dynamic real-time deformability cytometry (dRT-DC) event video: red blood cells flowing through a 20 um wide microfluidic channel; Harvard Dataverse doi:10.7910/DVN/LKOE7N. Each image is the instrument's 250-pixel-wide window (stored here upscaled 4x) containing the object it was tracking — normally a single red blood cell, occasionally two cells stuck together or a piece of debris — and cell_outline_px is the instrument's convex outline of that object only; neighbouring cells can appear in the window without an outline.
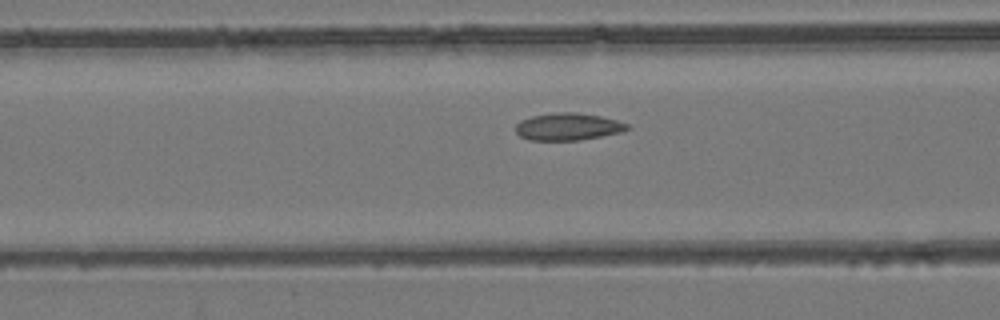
{"species": "common noctule bat (a hibernating species)", "species_latin": "Nyctalus noctula", "temperature_condition": "room temperature", "stored_images_in_passage": 24, "camera_frame_rate_fps": 3000, "um_per_image_px": 0.085, "animal": {"sex": "female", "body_mass_g": 24.6, "forearm_length_mm": 56.2}, "frame": {"image": 1, "passage_image": 17, "time_ms": 5.333, "image_size_px": [1000, 320], "cell_outline_px": [[632, 128], [620, 132], [580, 140], [528, 140], [520, 136], [516, 132], [516, 124], [520, 120], [532, 116], [556, 112], [576, 112], [600, 116], [616, 120], [628, 124]], "centroid_in_image_um": [48.26, 10.76], "position_along_channel_um": 118.3, "area_um2": 17.69}}
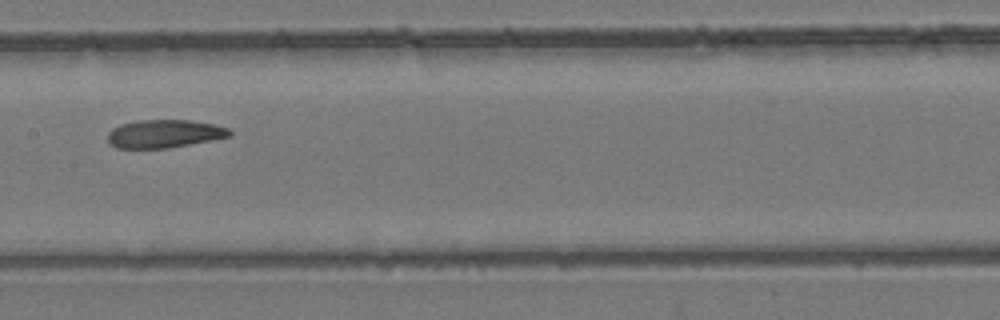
{"frame": {"image": 2, "passage_image": 21, "time_ms": 6.667, "image_size_px": [1000, 320], "cell_outline_px": [[232, 136], [212, 140], [168, 148], [116, 148], [108, 144], [108, 132], [112, 128], [120, 124], [136, 120], [188, 120], [216, 124], [228, 128], [232, 132]], "centroid_in_image_um": [13.96, 11.36], "position_along_channel_um": 193.4, "area_um2": 20.17}}